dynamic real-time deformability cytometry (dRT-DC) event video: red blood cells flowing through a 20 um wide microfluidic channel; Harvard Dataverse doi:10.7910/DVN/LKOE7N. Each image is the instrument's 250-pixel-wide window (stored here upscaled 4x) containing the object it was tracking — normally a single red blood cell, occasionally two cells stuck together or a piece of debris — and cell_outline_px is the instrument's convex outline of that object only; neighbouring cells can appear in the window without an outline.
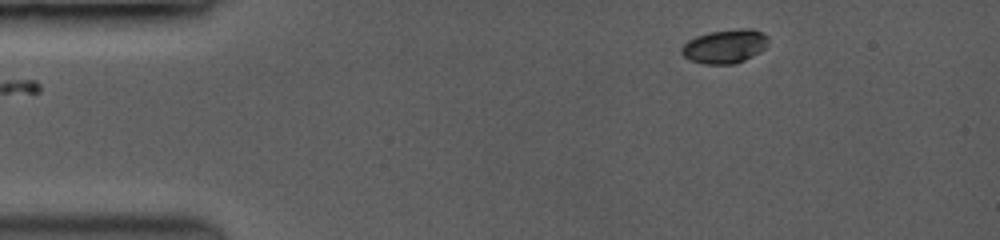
{"species": "common noctule bat (a hibernating species)", "species_latin": "Nyctalus noctula", "temperature_condition": "room temperature", "stored_images_in_passage": 17, "camera_frame_rate_fps": 3500, "um_per_image_px": 0.085, "animal": {"sex": "female", "body_mass_g": 19.0, "forearm_length_mm": 53.3}, "frame": {"image": 1, "passage_image": 1, "time_ms": 0.0, "image_size_px": [1000, 240], "cell_outline_px": [[764, 48], [744, 60], [732, 64], [704, 64], [692, 60], [684, 56], [684, 44], [688, 40], [712, 32], [760, 32], [764, 36]], "centroid_in_image_um": [61.52, 4.02], "position_along_channel_um": 23.5, "area_um2": 15.32}}
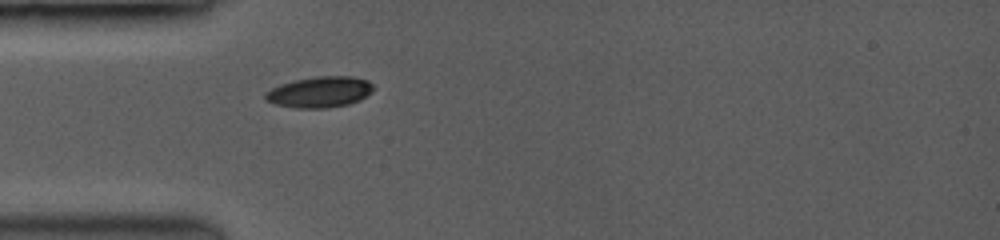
{"frame": {"image": 2, "passage_image": 13, "time_ms": 2.571, "image_size_px": [1000, 240], "cell_outline_px": [[372, 88], [360, 100], [348, 104], [324, 108], [300, 108], [276, 104], [268, 100], [264, 96], [272, 88], [296, 80], [320, 76], [352, 76], [368, 80], [372, 84]], "centroid_in_image_um": [27.21, 7.82], "position_along_channel_um": 57.8, "area_um2": 18.84}}
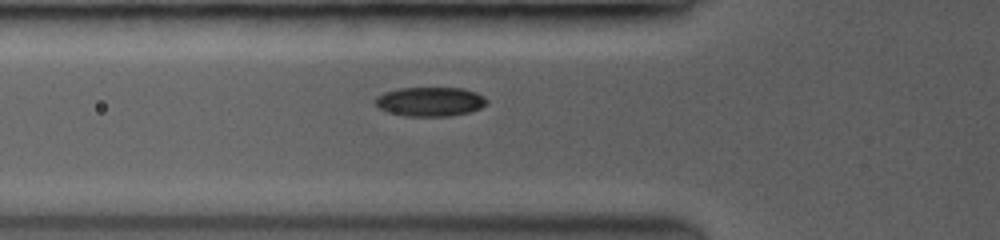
{"frame": {"image": 3, "passage_image": 17, "time_ms": 3.429, "image_size_px": [1000, 240], "cell_outline_px": [[488, 100], [480, 108], [468, 112], [448, 116], [408, 116], [388, 112], [380, 108], [376, 104], [376, 100], [384, 92], [400, 88], [460, 88], [476, 92], [484, 96]], "centroid_in_image_um": [36.58, 8.63], "position_along_channel_um": 89.2, "area_um2": 18.67}}